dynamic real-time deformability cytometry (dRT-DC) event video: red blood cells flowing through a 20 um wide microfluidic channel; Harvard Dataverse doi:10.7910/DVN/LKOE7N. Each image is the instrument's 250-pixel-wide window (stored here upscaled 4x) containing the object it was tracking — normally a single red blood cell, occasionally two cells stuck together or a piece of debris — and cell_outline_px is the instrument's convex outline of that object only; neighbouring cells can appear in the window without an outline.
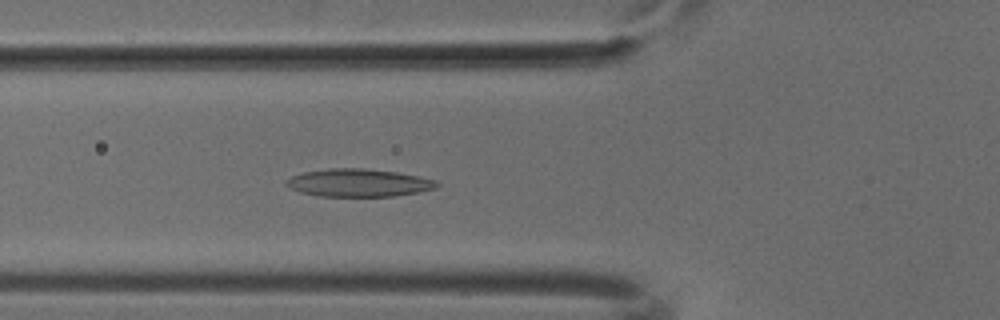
{"species": "common noctule bat (a hibernating species)", "species_latin": "Nyctalus noctula", "temperature_condition": "cold", "stored_images_in_passage": 28, "camera_frame_rate_fps": 3000, "um_per_image_px": 0.085, "animal": {"sex": "male", "body_mass_g": 18.8}, "frame": {"image": 1, "passage_image": 3, "time_ms": 0.667, "image_size_px": [1000, 320], "cell_outline_px": [[440, 184], [436, 188], [416, 192], [392, 196], [320, 196], [300, 192], [284, 184], [284, 180], [292, 176], [304, 172], [328, 168], [364, 168], [396, 172], [436, 180]], "centroid_in_image_um": [30.44, 15.53], "position_along_channel_um": 95.4, "area_um2": 24.22}}
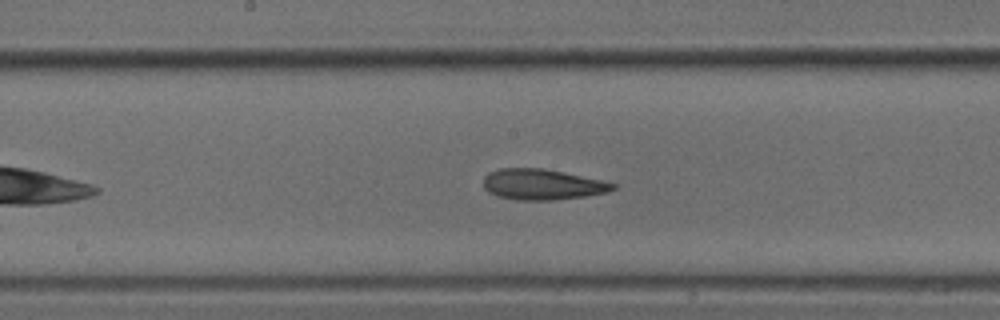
{"frame": {"image": 2, "passage_image": 11, "time_ms": 3.333, "image_size_px": [1000, 320], "cell_outline_px": [[616, 188], [608, 192], [584, 196], [552, 200], [516, 200], [496, 196], [488, 192], [484, 188], [484, 176], [488, 172], [500, 168], [540, 168], [604, 180], [616, 184]], "centroid_in_image_um": [46.07, 15.68], "position_along_channel_um": 202.1, "area_um2": 23.18}}
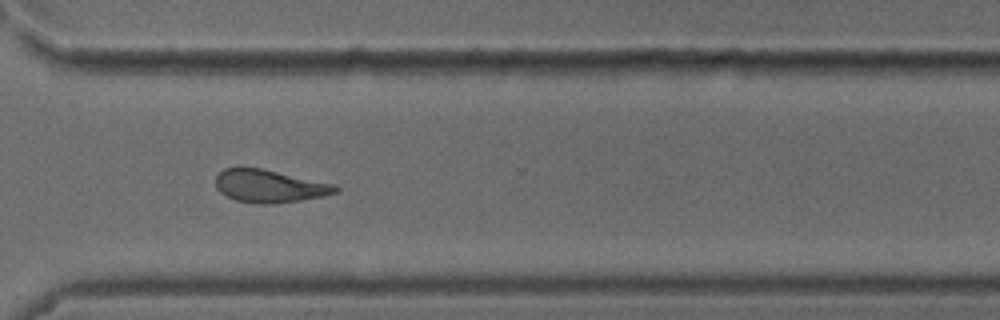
{"frame": {"image": 3, "passage_image": 22, "time_ms": 7.0, "image_size_px": [1000, 320], "cell_outline_px": [[340, 192], [300, 200], [276, 204], [256, 204], [236, 200], [220, 192], [216, 188], [216, 176], [224, 168], [260, 168], [336, 184], [340, 188]], "centroid_in_image_um": [22.93, 15.83], "position_along_channel_um": 347.7, "area_um2": 22.83}}